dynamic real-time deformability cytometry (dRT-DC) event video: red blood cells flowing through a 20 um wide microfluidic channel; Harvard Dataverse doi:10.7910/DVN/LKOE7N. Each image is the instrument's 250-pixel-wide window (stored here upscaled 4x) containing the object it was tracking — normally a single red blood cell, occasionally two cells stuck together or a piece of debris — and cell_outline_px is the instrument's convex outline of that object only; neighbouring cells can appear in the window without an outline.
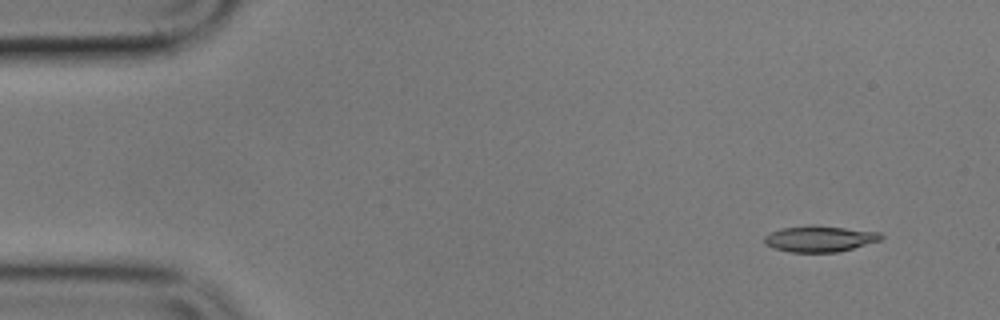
{"species": "common noctule bat (a hibernating species)", "species_latin": "Nyctalus noctula", "temperature_condition": "cold", "stored_images_in_passage": 5, "camera_frame_rate_fps": 3000, "um_per_image_px": 0.085, "animal": {"sex": "male", "body_mass_g": 17.9}, "frame": {"image": 1, "passage_image": 1, "time_ms": 0.0, "image_size_px": [1000, 320], "cell_outline_px": [[884, 236], [880, 240], [840, 252], [792, 252], [772, 248], [764, 244], [764, 236], [780, 228], [812, 224], [880, 232]], "centroid_in_image_um": [69.65, 20.29], "position_along_channel_um": 15.4, "area_um2": 17.86}}
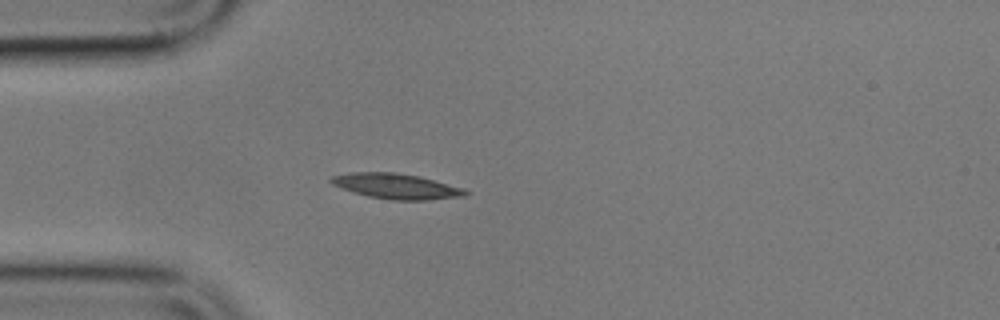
{"frame": {"image": 2, "passage_image": 4, "time_ms": 3.667, "image_size_px": [1000, 320], "cell_outline_px": [[468, 192], [464, 196], [428, 200], [392, 200], [368, 196], [332, 184], [328, 180], [332, 176], [352, 172], [396, 172], [420, 176], [464, 188]], "centroid_in_image_um": [33.71, 15.82], "position_along_channel_um": 51.3, "area_um2": 19.65}}